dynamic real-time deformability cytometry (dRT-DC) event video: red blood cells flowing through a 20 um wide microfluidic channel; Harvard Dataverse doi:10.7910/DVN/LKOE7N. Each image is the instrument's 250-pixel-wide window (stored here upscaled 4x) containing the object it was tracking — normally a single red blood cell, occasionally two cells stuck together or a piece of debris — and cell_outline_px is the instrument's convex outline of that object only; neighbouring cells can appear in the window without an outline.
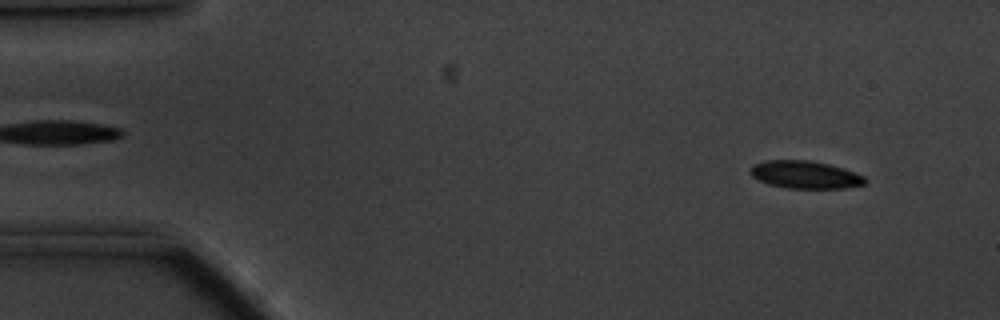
{"species": "common noctule bat (a hibernating species)", "species_latin": "Nyctalus noctula", "temperature_condition": "cold", "stored_images_in_passage": 56, "camera_frame_rate_fps": 3000, "um_per_image_px": 0.085, "animal": {"sex": "male", "body_mass_g": 20.1, "forearm_length_mm": 53.5}, "frame": {"image": 1, "passage_image": 4, "time_ms": 1.0, "image_size_px": [1000, 320], "cell_outline_px": [[868, 180], [864, 184], [844, 188], [784, 188], [768, 184], [756, 180], [748, 172], [748, 168], [752, 164], [764, 160], [808, 160], [828, 164], [844, 168], [864, 176]], "centroid_in_image_um": [68.37, 14.84], "position_along_channel_um": 16.6, "area_um2": 18.79}}
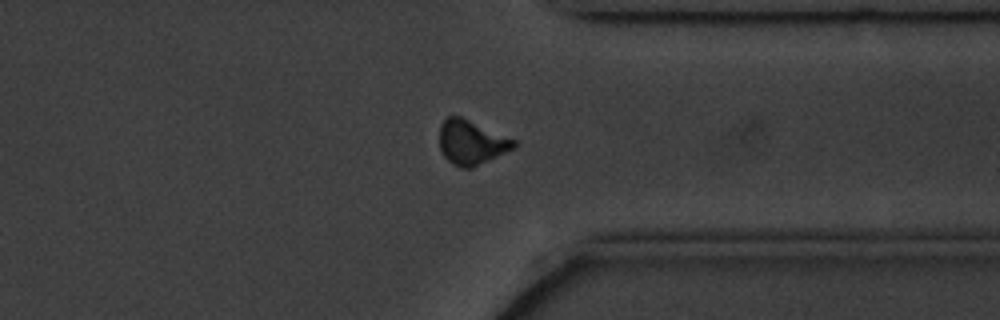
{"frame": {"image": 2, "passage_image": 43, "time_ms": 14.0, "image_size_px": [1000, 320], "cell_outline_px": [[516, 148], [472, 168], [460, 168], [452, 164], [444, 156], [440, 148], [440, 124], [448, 116], [460, 116], [516, 140]], "centroid_in_image_um": [40.07, 12.12], "position_along_channel_um": 371.3, "area_um2": 19.25}}
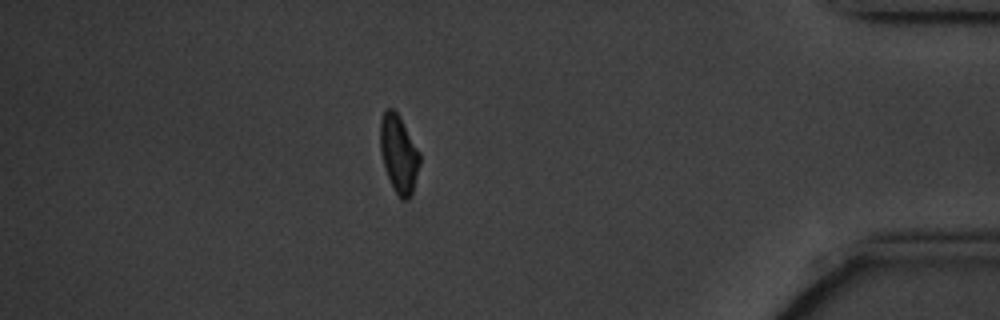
{"frame": {"image": 3, "passage_image": 49, "time_ms": 16.0, "image_size_px": [1000, 320], "cell_outline_px": [[420, 164], [412, 192], [408, 200], [400, 200], [384, 168], [380, 152], [380, 120], [384, 112], [388, 108], [392, 108], [400, 116], [420, 152]], "centroid_in_image_um": [33.89, 13.07], "position_along_channel_um": 401.3, "area_um2": 17.92}, "authors_computed_cell_mechanics": {"area_um2": 18.7561, "velocity_mm_per_s": 3.4493, "shape_relaxation_time_tau1_ms": 2.2394, "shape_relaxation_time_tau2_ms": 4.1696, "deformation_change_tau1": 0.0993, "deformation_change_tau2": 0.1008}}